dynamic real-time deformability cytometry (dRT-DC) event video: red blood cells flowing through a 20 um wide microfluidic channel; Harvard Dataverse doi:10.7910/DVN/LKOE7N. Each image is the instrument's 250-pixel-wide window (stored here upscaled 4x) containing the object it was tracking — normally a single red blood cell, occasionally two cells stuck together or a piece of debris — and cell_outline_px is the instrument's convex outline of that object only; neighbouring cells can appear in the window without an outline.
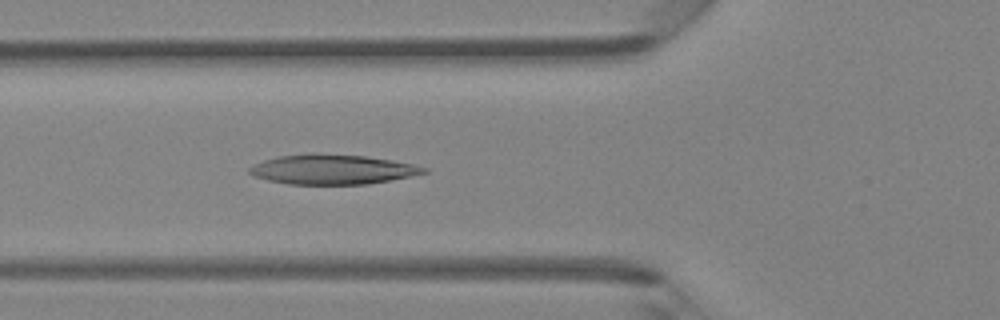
{"species": "Egyptian fruit bat (a non-hibernating species)", "species_latin": "Rousettus aegyptiacus", "temperature_condition": "room temperature", "stored_images_in_passage": 39, "camera_frame_rate_fps": 3000, "um_per_image_px": 0.085, "animal": {"sex": "female"}, "frame": {"image": 1, "passage_image": 13, "time_ms": 4.0, "image_size_px": [1000, 320], "cell_outline_px": [[428, 172], [368, 184], [288, 184], [268, 180], [252, 176], [248, 172], [248, 168], [252, 164], [264, 160], [280, 156], [368, 156], [412, 164], [428, 168]], "centroid_in_image_um": [28.23, 14.44], "position_along_channel_um": 97.6, "area_um2": 29.07}}
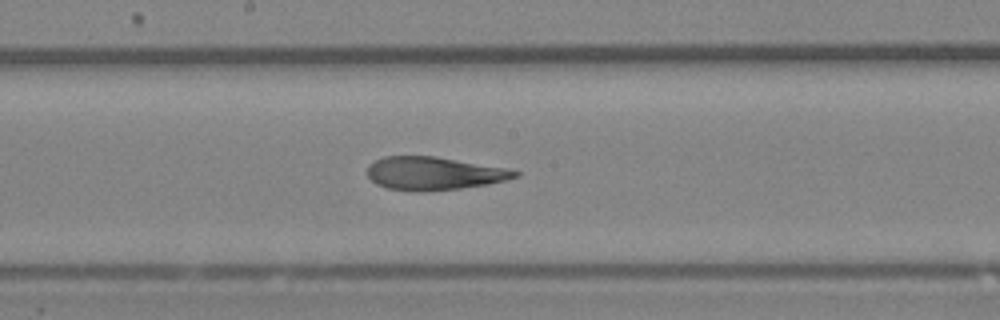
{"frame": {"image": 2, "passage_image": 21, "time_ms": 6.667, "image_size_px": [1000, 320], "cell_outline_px": [[520, 176], [508, 180], [488, 184], [460, 188], [420, 192], [416, 192], [388, 188], [376, 184], [368, 176], [368, 164], [384, 156], [436, 156], [504, 168], [520, 172]], "centroid_in_image_um": [36.87, 14.74], "position_along_channel_um": 211.3, "area_um2": 28.44}}
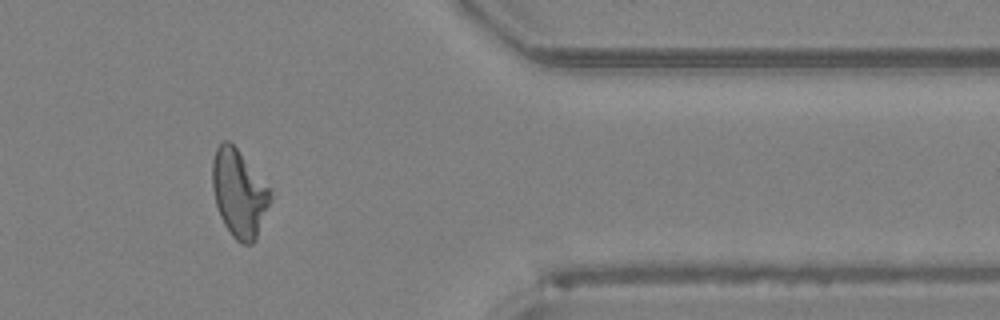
{"frame": {"image": 3, "passage_image": 35, "time_ms": 11.333, "image_size_px": [1000, 320], "cell_outline_px": [[272, 200], [256, 240], [252, 244], [244, 244], [236, 240], [232, 236], [224, 224], [220, 216], [216, 204], [212, 188], [212, 160], [216, 148], [224, 140], [228, 140], [236, 148], [272, 188]], "centroid_in_image_um": [20.35, 16.44], "position_along_channel_um": 391.0, "area_um2": 29.94}, "authors_computed_cell_mechanics": {"area_um2": 29.189, "velocity_mm_per_s": 4.2784, "shape_relaxation_time_tau1_ms": 10.6709, "shape_relaxation_time_tau2_ms": 2.141, "deformation_change_tau1": 0.3061, "deformation_change_tau2": 0.1255}}